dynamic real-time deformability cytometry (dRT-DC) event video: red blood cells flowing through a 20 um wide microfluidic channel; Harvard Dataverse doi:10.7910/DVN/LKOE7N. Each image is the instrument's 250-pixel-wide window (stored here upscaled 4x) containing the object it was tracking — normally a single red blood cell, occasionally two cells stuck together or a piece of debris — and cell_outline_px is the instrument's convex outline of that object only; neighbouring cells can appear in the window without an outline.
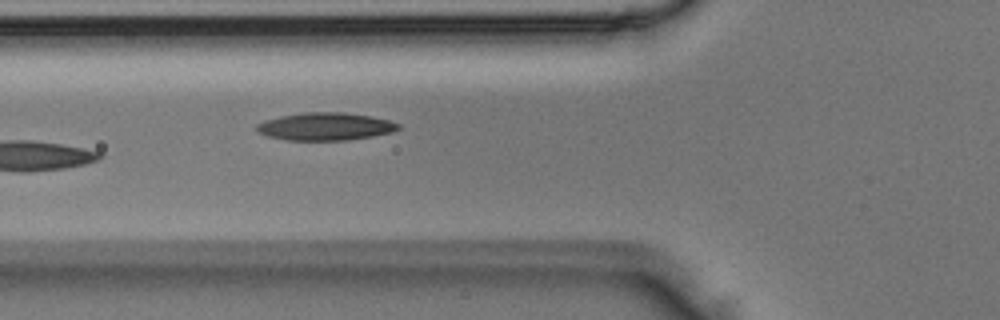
{"species": "Egyptian fruit bat (a non-hibernating species)", "species_latin": "Rousettus aegyptiacus", "temperature_condition": "room temperature", "stored_images_in_passage": 4, "camera_frame_rate_fps": 3000, "um_per_image_px": 0.085, "animal": {"sex": "male"}, "frame": {"image": 1, "passage_image": 4, "time_ms": 1.0, "image_size_px": [1000, 320], "cell_outline_px": [[404, 128], [392, 132], [372, 136], [348, 140], [288, 140], [268, 136], [256, 132], [256, 124], [264, 120], [280, 116], [304, 112], [344, 112], [372, 116], [388, 120], [400, 124]], "centroid_in_image_um": [27.67, 10.74], "position_along_channel_um": 98.1, "area_um2": 23.06}}